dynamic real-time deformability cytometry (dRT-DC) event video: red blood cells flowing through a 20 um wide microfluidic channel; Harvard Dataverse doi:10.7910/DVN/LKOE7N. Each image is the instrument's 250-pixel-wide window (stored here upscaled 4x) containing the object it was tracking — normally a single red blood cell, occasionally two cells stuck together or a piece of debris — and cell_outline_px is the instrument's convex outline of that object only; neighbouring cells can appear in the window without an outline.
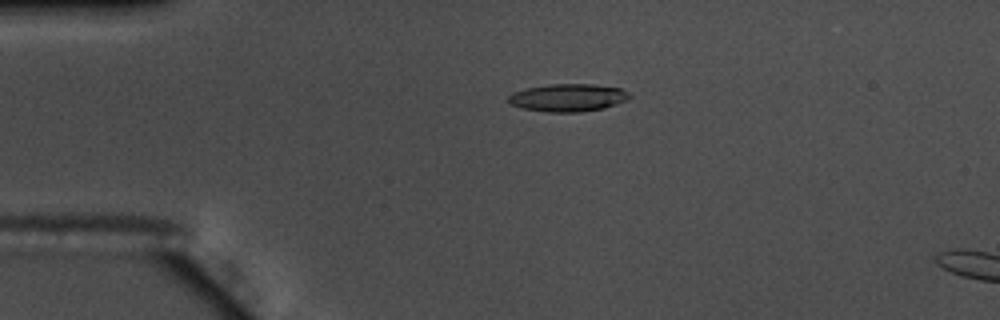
{"species": "common noctule bat (a hibernating species)", "species_latin": "Nyctalus noctula", "temperature_condition": "warm", "stored_images_in_passage": 18, "camera_frame_rate_fps": 3000, "um_per_image_px": 0.085, "animal": {"sex": "male", "body_mass_g": 17.5, "forearm_length_mm": 52.3}, "frame": {"image": 1, "passage_image": 13, "time_ms": 4.0, "image_size_px": [1000, 320], "cell_outline_px": [[632, 96], [628, 100], [604, 108], [580, 112], [548, 112], [524, 108], [508, 104], [508, 96], [512, 92], [524, 88], [548, 84], [592, 84], [620, 88], [628, 92]], "centroid_in_image_um": [48.26, 8.29], "position_along_channel_um": 36.7, "area_um2": 19.71}}